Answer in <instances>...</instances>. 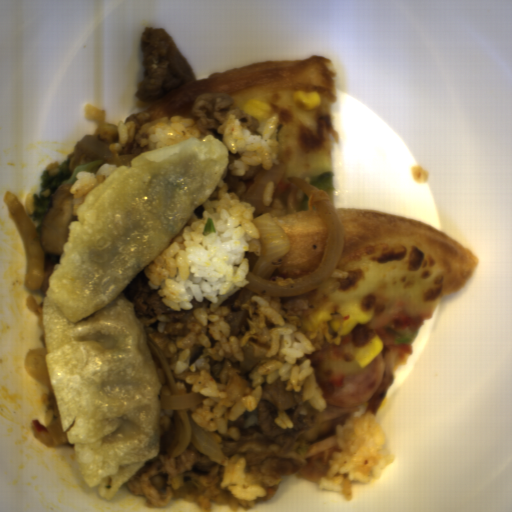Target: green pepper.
Returning a JSON list of instances; mask_svg holds the SVG:
<instances>
[{
  "label": "green pepper",
  "mask_w": 512,
  "mask_h": 512,
  "mask_svg": "<svg viewBox=\"0 0 512 512\" xmlns=\"http://www.w3.org/2000/svg\"><path fill=\"white\" fill-rule=\"evenodd\" d=\"M322 192L332 193L336 189L335 174L332 170H326L310 182Z\"/></svg>",
  "instance_id": "372bd49c"
},
{
  "label": "green pepper",
  "mask_w": 512,
  "mask_h": 512,
  "mask_svg": "<svg viewBox=\"0 0 512 512\" xmlns=\"http://www.w3.org/2000/svg\"><path fill=\"white\" fill-rule=\"evenodd\" d=\"M310 195H312V193ZM310 195H306L305 192H304L303 200H302V202L299 205L300 209H306L307 210L308 200H309V196Z\"/></svg>",
  "instance_id": "57f89d1c"
},
{
  "label": "green pepper",
  "mask_w": 512,
  "mask_h": 512,
  "mask_svg": "<svg viewBox=\"0 0 512 512\" xmlns=\"http://www.w3.org/2000/svg\"><path fill=\"white\" fill-rule=\"evenodd\" d=\"M400 334L397 339H395L394 343L395 345H410L415 341V339L418 336L419 330L418 328L416 330H411L409 328H404L402 330H399Z\"/></svg>",
  "instance_id": "c4517986"
}]
</instances>
